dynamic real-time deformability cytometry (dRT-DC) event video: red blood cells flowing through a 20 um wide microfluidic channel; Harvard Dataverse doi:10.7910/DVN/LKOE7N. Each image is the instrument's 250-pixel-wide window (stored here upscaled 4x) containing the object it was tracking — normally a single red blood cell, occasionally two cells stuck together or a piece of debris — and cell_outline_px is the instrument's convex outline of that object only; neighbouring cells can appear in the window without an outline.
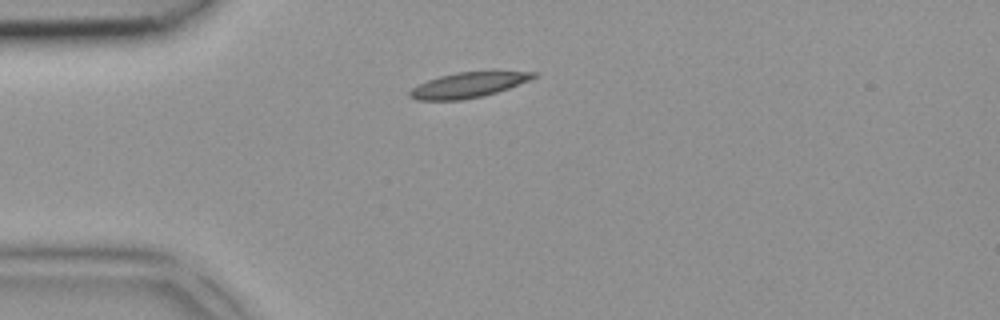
{"species": "common noctule bat (a hibernating species)", "species_latin": "Nyctalus noctula", "temperature_condition": "room temperature", "stored_images_in_passage": 2, "camera_frame_rate_fps": 3000, "um_per_image_px": 0.085, "animal": {"sex": "female", "body_mass_g": 18.4}, "frame": {"image": 1, "passage_image": 1, "time_ms": 0.0, "image_size_px": [1000, 320], "cell_outline_px": [[540, 72], [536, 76], [528, 80], [508, 88], [484, 96], [460, 100], [416, 100], [408, 96], [408, 92], [412, 88], [428, 80], [440, 76], [456, 72]], "centroid_in_image_um": [39.74, 7.24], "position_along_channel_um": 45.3, "area_um2": 17.86}}